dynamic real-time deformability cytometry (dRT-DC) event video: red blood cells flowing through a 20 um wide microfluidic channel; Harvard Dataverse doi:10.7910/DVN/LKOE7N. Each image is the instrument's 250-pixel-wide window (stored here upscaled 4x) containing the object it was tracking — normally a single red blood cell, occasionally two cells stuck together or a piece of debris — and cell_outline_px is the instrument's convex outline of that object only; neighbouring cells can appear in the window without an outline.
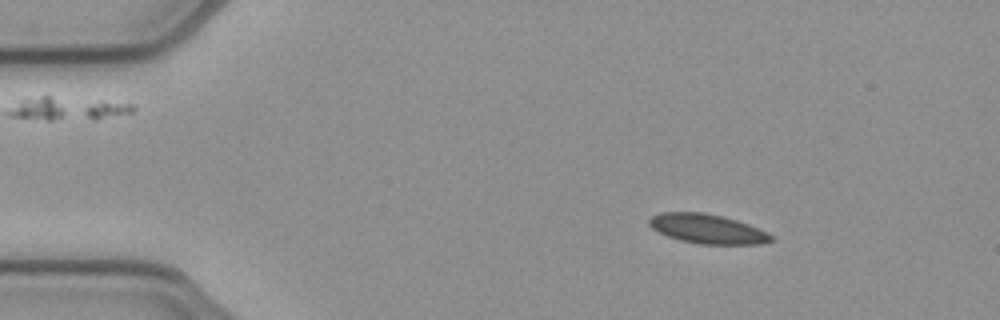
{"species": "common noctule bat (a hibernating species)", "species_latin": "Nyctalus noctula", "temperature_condition": "cold", "stored_images_in_passage": 51, "camera_frame_rate_fps": 3000, "um_per_image_px": 0.085, "animal": {"sex": "female", "body_mass_g": 21.9}, "frame": {"image": 1, "passage_image": 7, "time_ms": 2.0, "image_size_px": [1000, 320], "cell_outline_px": [[776, 240], [760, 244], [700, 244], [680, 240], [668, 236], [652, 228], [648, 224], [648, 220], [652, 216], [660, 212], [704, 212], [736, 220], [748, 224], [768, 232]], "centroid_in_image_um": [60.14, 19.45], "position_along_channel_um": 24.9, "area_um2": 20.87}}
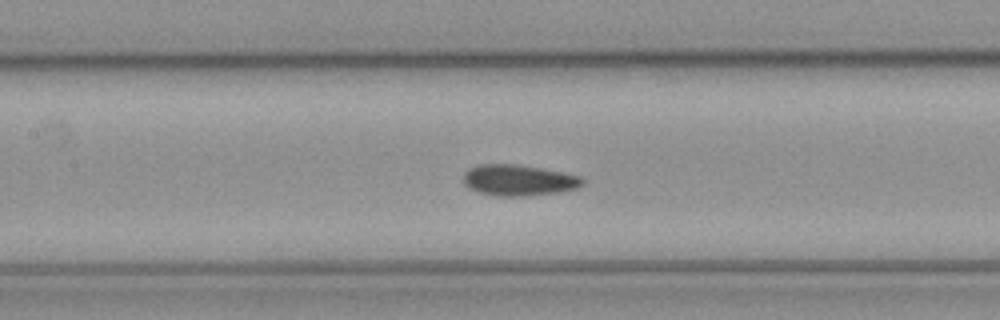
{"frame": {"image": 2, "passage_image": 23, "time_ms": 7.333, "image_size_px": [1000, 320], "cell_outline_px": [[584, 184], [576, 188], [556, 192], [520, 196], [500, 196], [480, 192], [468, 188], [464, 184], [464, 172], [468, 168], [480, 164], [520, 164], [544, 168], [564, 172], [580, 176], [584, 180]], "centroid_in_image_um": [44.07, 15.29], "position_along_channel_um": 163.3, "area_um2": 21.56}}
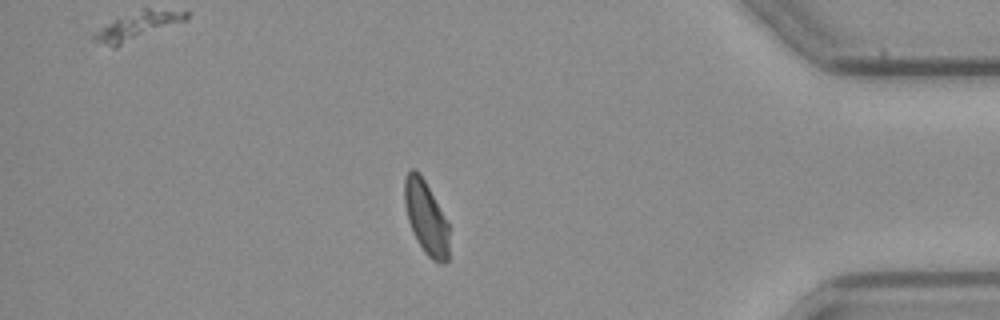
{"frame": {"image": 3, "passage_image": 44, "time_ms": 14.333, "image_size_px": [1000, 320], "cell_outline_px": [[448, 260], [444, 264], [432, 260], [424, 252], [408, 220], [404, 204], [404, 176], [412, 168], [416, 168], [420, 172], [448, 224]], "centroid_in_image_um": [36.19, 18.46], "position_along_channel_um": 399.0, "area_um2": 18.73}, "authors_computed_cell_mechanics": {"area_um2": 20.8658, "velocity_mm_per_s": 3.9084, "shape_relaxation_time_tau1_ms": 10.4842, "shape_relaxation_time_tau2_ms": 3.1156, "deformation_change_tau1": 0.1437, "deformation_change_tau2": 0.0577}}